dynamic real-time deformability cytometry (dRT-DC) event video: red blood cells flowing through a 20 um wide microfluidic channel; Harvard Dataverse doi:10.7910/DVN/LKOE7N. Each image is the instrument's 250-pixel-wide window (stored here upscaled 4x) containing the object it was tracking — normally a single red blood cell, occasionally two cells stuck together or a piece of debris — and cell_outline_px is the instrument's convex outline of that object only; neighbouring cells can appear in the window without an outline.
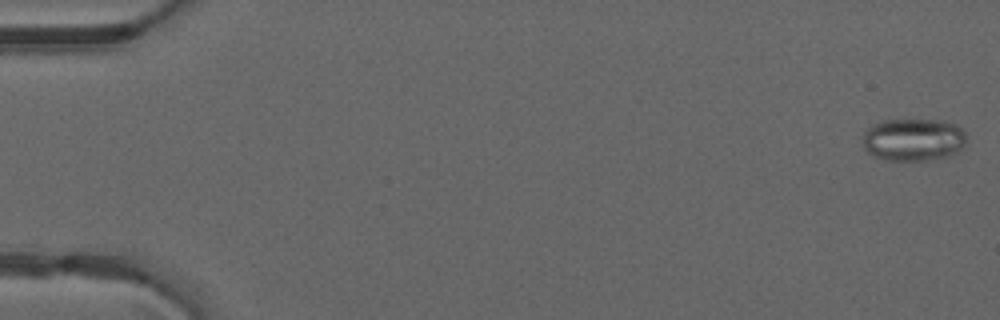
{"species": "common noctule bat (a hibernating species)", "species_latin": "Nyctalus noctula", "temperature_condition": "warm", "stored_images_in_passage": 12, "camera_frame_rate_fps": 3000, "um_per_image_px": 0.085, "animal": {"sex": "male", "forearm_length_mm": 52.5}, "frame": {"image": 1, "passage_image": 1, "time_ms": 0.0, "image_size_px": [1000, 320], "cell_outline_px": [[968, 136], [964, 144], [952, 156], [928, 160], [884, 160], [868, 152], [864, 148], [864, 132], [872, 124], [884, 120], [944, 120], [956, 124]], "centroid_in_image_um": [77.66, 11.86], "position_along_channel_um": 7.3, "area_um2": 25.84}}